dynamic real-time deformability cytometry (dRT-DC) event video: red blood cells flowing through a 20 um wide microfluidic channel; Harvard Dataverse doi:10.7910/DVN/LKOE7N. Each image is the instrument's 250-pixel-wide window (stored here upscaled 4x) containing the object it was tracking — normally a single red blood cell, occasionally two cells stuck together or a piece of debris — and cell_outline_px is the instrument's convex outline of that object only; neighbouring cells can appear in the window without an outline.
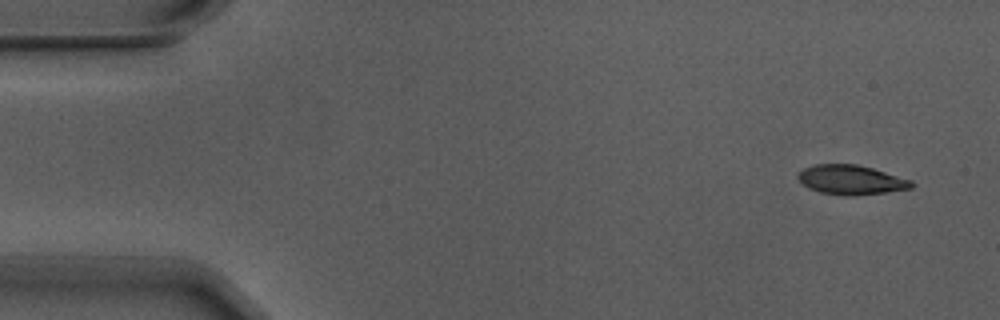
{"species": "Egyptian fruit bat (a non-hibernating species)", "species_latin": "Rousettus aegyptiacus", "temperature_condition": "warm", "stored_images_in_passage": 7, "camera_frame_rate_fps": 3000, "um_per_image_px": 0.085, "animal": {"sex": "male"}, "frame": {"image": 1, "passage_image": 1, "time_ms": 0.0, "image_size_px": [1000, 320], "cell_outline_px": [[916, 184], [912, 188], [884, 192], [848, 196], [844, 196], [820, 192], [808, 188], [796, 176], [804, 168], [816, 164], [856, 164], [872, 168], [912, 180]], "centroid_in_image_um": [72.35, 15.28], "position_along_channel_um": 12.6, "area_um2": 19.36}}
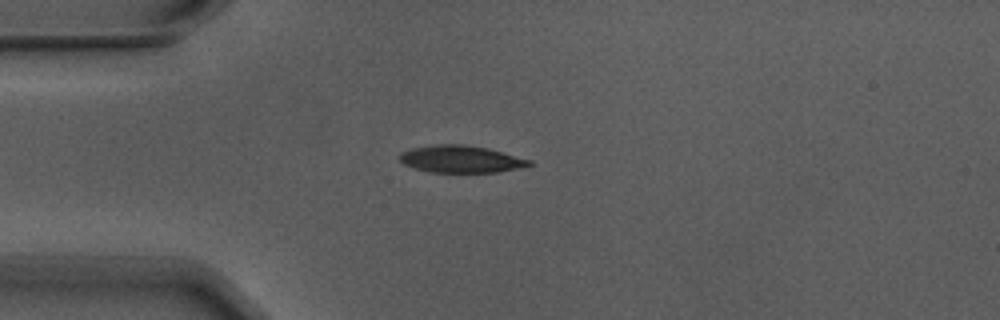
{"frame": {"image": 2, "passage_image": 4, "time_ms": 1.0, "image_size_px": [1000, 320], "cell_outline_px": [[532, 164], [516, 168], [496, 172], [432, 172], [412, 168], [404, 164], [400, 160], [400, 152], [412, 148], [436, 144], [464, 144], [488, 148], [532, 160]], "centroid_in_image_um": [39.14, 13.51], "position_along_channel_um": 45.9, "area_um2": 20.4}}
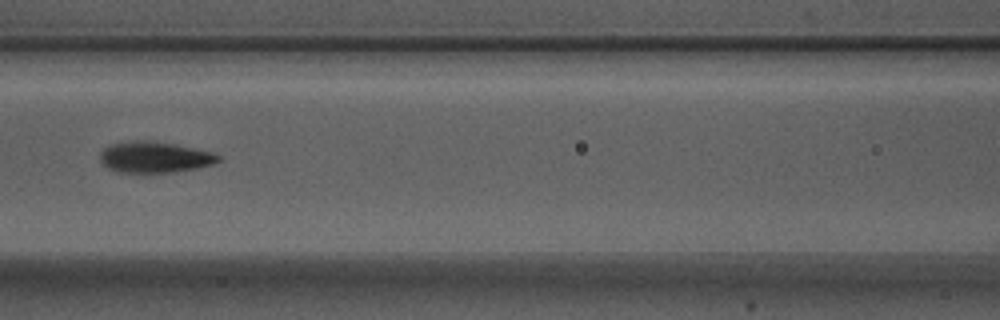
{"frame": {"image": 3, "passage_image": 7, "time_ms": 2.0, "image_size_px": [1000, 320], "cell_outline_px": [[220, 160], [212, 164], [196, 168], [172, 172], [116, 172], [108, 168], [100, 160], [100, 152], [104, 148], [112, 144], [140, 140], [144, 140], [172, 144], [212, 152], [220, 156]], "centroid_in_image_um": [13.12, 13.37], "position_along_channel_um": 153.5, "area_um2": 20.98}}